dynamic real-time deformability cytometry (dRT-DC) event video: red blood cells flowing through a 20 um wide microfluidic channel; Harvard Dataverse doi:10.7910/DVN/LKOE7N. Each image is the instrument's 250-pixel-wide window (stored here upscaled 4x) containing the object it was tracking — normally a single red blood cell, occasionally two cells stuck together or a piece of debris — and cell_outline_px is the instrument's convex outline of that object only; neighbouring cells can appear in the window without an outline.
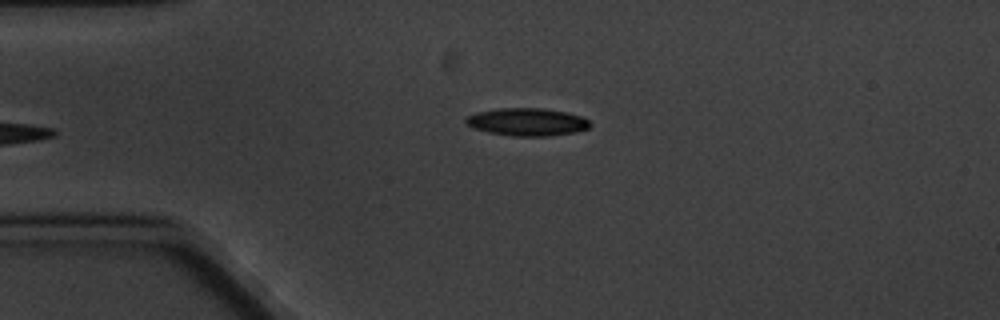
{"species": "common noctule bat (a hibernating species)", "species_latin": "Nyctalus noctula", "temperature_condition": "cold", "stored_images_in_passage": 3, "camera_frame_rate_fps": 3000, "um_per_image_px": 0.085, "animal": {"sex": "male", "body_mass_g": 20.1, "forearm_length_mm": 53.5}, "frame": {"image": 1, "passage_image": 3, "time_ms": 3.0, "image_size_px": [1000, 320], "cell_outline_px": [[592, 124], [588, 128], [576, 132], [548, 136], [512, 136], [488, 132], [476, 128], [468, 124], [464, 120], [468, 116], [476, 112], [496, 108], [544, 108], [568, 112], [580, 116], [588, 120]], "centroid_in_image_um": [44.83, 10.36], "position_along_channel_um": 40.2, "area_um2": 20.06}}